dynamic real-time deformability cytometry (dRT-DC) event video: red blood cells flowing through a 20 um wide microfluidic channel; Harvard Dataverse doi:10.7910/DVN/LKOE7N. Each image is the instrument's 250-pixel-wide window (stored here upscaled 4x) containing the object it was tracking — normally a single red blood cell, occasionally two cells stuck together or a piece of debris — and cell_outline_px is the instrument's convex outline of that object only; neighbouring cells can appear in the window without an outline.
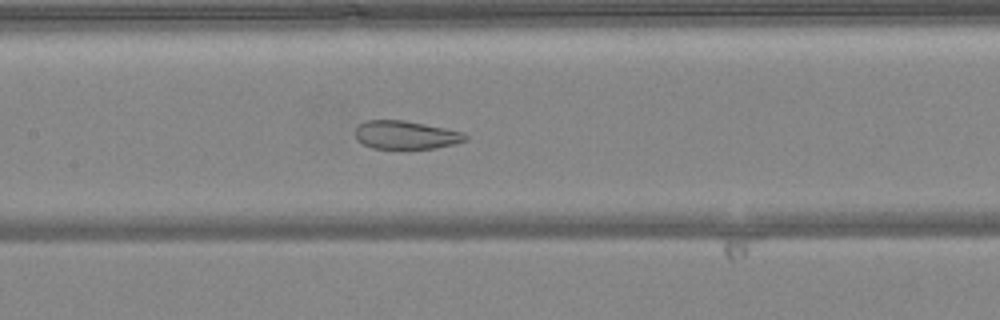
{"species": "common noctule bat (a hibernating species)", "species_latin": "Nyctalus noctula", "temperature_condition": "warm", "stored_images_in_passage": 50, "camera_frame_rate_fps": 3000, "um_per_image_px": 0.085, "animal": {"sex": "female", "body_mass_g": 24.6, "forearm_length_mm": 56.2}, "frame": {"image": 1, "passage_image": 24, "time_ms": 7.667, "image_size_px": [1000, 320], "cell_outline_px": [[468, 140], [456, 144], [436, 148], [372, 148], [356, 140], [356, 128], [364, 120], [404, 120], [464, 132], [468, 136]], "centroid_in_image_um": [34.52, 11.47], "position_along_channel_um": 172.9, "area_um2": 18.15}}
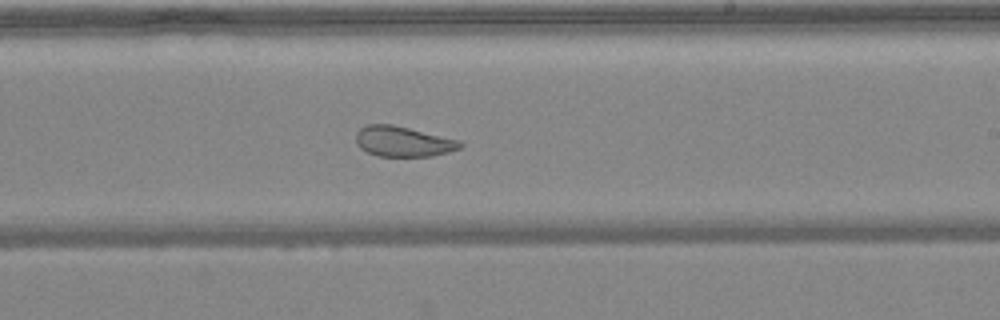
{"frame": {"image": 2, "passage_image": 30, "time_ms": 9.667, "image_size_px": [1000, 320], "cell_outline_px": [[464, 144], [460, 148], [448, 152], [432, 156], [376, 156], [360, 148], [356, 144], [356, 132], [360, 128], [368, 124], [392, 124], [460, 140]], "centroid_in_image_um": [34.25, 12.02], "position_along_channel_um": 254.7, "area_um2": 18.44}}
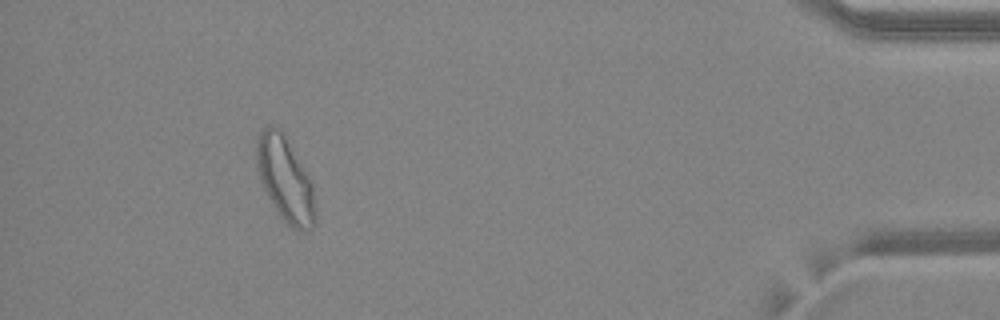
{"frame": {"image": 3, "passage_image": 46, "time_ms": 15.0, "image_size_px": [1000, 320], "cell_outline_px": [[316, 224], [308, 232], [300, 232], [292, 228], [284, 220], [268, 196], [260, 180], [256, 160], [256, 136], [268, 124], [272, 124], [280, 128], [284, 132], [308, 176], [312, 184], [316, 208]], "centroid_in_image_um": [24.25, 15.22], "position_along_channel_um": 410.9, "area_um2": 29.19}, "authors_computed_cell_mechanics": {"area_um2": 26.2123, "velocity_mm_per_s": 4.1013, "shape_relaxation_time_tau1_ms": null, "shape_relaxation_time_tau2_ms": 1.1877, "deformation_change_tau1": null, "deformation_change_tau2": 0.0804}}